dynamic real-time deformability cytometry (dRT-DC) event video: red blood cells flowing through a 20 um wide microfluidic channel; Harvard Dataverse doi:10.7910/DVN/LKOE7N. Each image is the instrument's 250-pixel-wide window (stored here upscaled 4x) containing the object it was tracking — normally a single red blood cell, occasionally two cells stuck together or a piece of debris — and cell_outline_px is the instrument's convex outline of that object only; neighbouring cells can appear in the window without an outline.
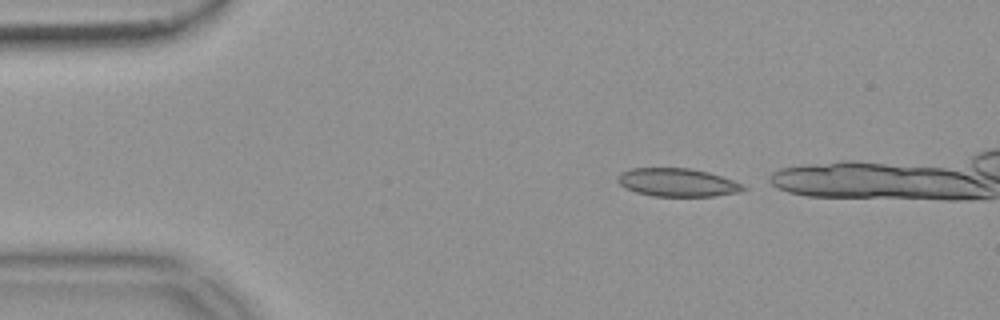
{"species": "common noctule bat (a hibernating species)", "species_latin": "Nyctalus noctula", "temperature_condition": "warm", "stored_images_in_passage": 36, "camera_frame_rate_fps": 3000, "um_per_image_px": 0.085, "animal": {"sex": "female", "body_mass_g": 18.4}, "frame": {"image": 1, "passage_image": 1, "time_ms": 0.0, "image_size_px": [1000, 320], "cell_outline_px": [[748, 188], [740, 192], [716, 196], [652, 196], [636, 192], [624, 188], [616, 180], [616, 176], [620, 172], [632, 168], [688, 168], [708, 172], [732, 180]], "centroid_in_image_um": [57.53, 15.51], "position_along_channel_um": 27.5, "area_um2": 20.69}}
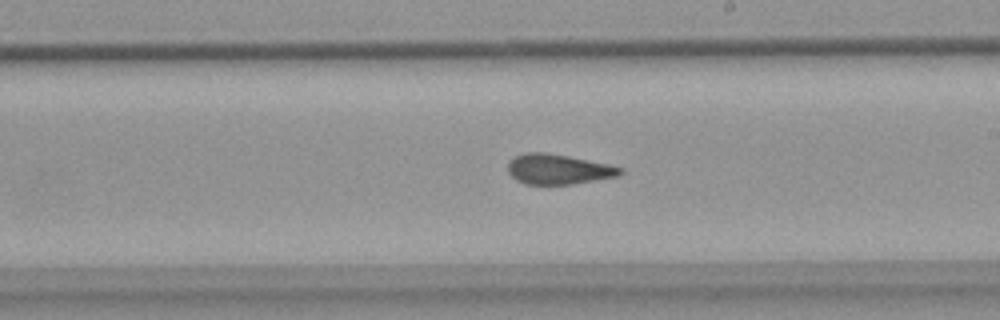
{"frame": {"image": 2, "passage_image": 23, "time_ms": 7.333, "image_size_px": [1000, 320], "cell_outline_px": [[624, 172], [616, 176], [572, 184], [524, 184], [516, 180], [508, 172], [508, 160], [524, 152], [544, 152], [568, 156], [608, 164], [624, 168]], "centroid_in_image_um": [47.42, 14.38], "position_along_channel_um": 241.6, "area_um2": 19.65}}
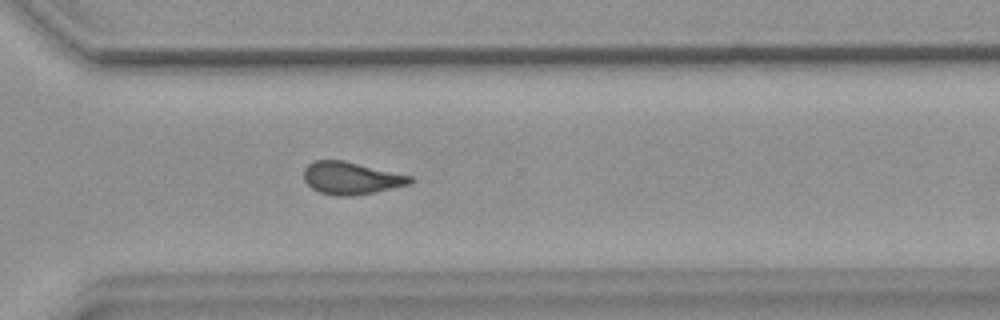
{"frame": {"image": 3, "passage_image": 31, "time_ms": 10.0, "image_size_px": [1000, 320], "cell_outline_px": [[416, 180], [408, 184], [372, 192], [352, 196], [336, 196], [320, 192], [312, 188], [304, 180], [304, 168], [308, 164], [316, 160], [344, 160], [412, 176]], "centroid_in_image_um": [29.83, 15.13], "position_along_channel_um": 340.8, "area_um2": 19.94}}